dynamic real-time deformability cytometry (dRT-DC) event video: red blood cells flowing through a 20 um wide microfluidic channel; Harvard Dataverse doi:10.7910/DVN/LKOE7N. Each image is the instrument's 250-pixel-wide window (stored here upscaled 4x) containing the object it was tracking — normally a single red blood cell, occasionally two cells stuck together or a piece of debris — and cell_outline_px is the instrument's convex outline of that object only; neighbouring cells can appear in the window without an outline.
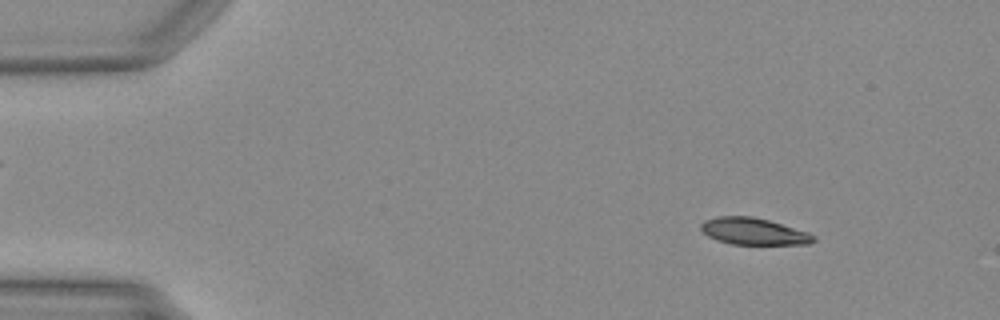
{"species": "Egyptian fruit bat (a non-hibernating species)", "species_latin": "Rousettus aegyptiacus", "temperature_condition": "warm", "stored_images_in_passage": 44, "camera_frame_rate_fps": 3000, "um_per_image_px": 0.085, "animal": {"sex": "female"}, "frame": {"image": 1, "passage_image": 6, "time_ms": 1.667, "image_size_px": [1000, 320], "cell_outline_px": [[816, 240], [808, 244], [732, 244], [716, 240], [708, 236], [700, 228], [700, 224], [704, 220], [716, 216], [752, 216], [768, 220], [808, 232], [816, 236]], "centroid_in_image_um": [64.04, 19.66], "position_along_channel_um": 21.0, "area_um2": 17.57}}
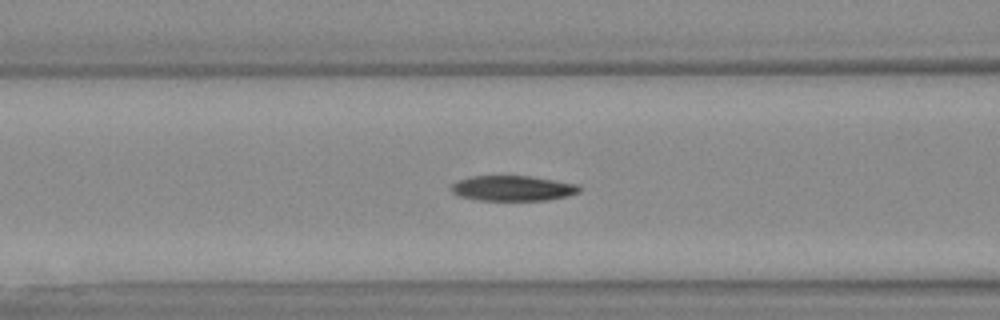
{"frame": {"image": 2, "passage_image": 20, "time_ms": 6.333, "image_size_px": [1000, 320], "cell_outline_px": [[580, 192], [564, 196], [544, 200], [476, 200], [460, 196], [452, 192], [452, 184], [460, 180], [472, 176], [528, 176], [576, 184], [580, 188]], "centroid_in_image_um": [43.55, 16.0], "position_along_channel_um": 123.1, "area_um2": 18.44}}
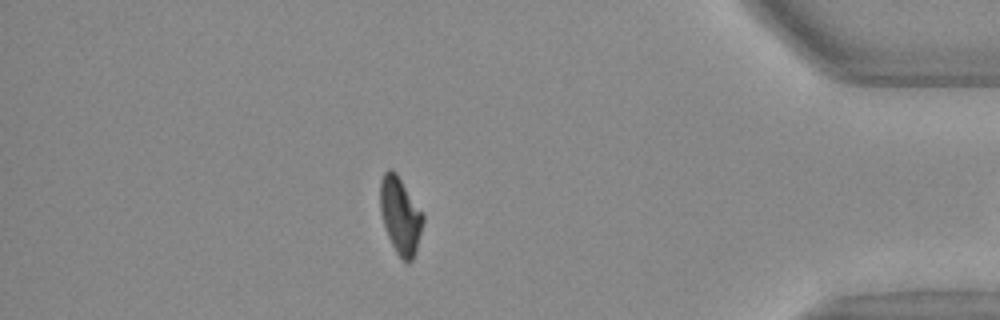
{"frame": {"image": 3, "passage_image": 43, "time_ms": 14.0, "image_size_px": [1000, 320], "cell_outline_px": [[424, 220], [416, 252], [412, 260], [408, 264], [396, 252], [388, 236], [380, 212], [380, 180], [384, 172], [388, 168], [392, 168], [396, 172], [424, 212]], "centroid_in_image_um": [34.04, 18.28], "position_along_channel_um": 401.2, "area_um2": 19.42}}